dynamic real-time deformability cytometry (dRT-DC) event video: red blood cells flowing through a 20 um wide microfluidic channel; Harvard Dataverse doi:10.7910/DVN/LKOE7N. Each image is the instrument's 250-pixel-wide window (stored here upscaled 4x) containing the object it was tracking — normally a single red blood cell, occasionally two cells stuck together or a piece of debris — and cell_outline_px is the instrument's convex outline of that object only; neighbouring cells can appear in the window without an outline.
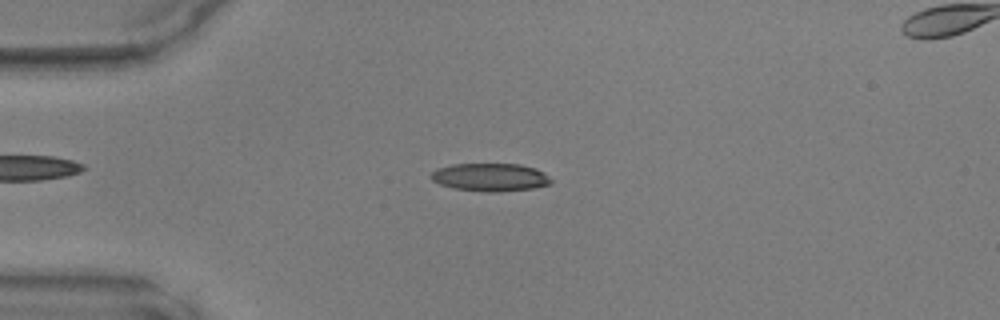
{"species": "common noctule bat (a hibernating species)", "species_latin": "Nyctalus noctula", "temperature_condition": "warm", "stored_images_in_passage": 48, "camera_frame_rate_fps": 3000, "um_per_image_px": 0.085, "animal": {"sex": "male", "body_mass_g": 17.9, "forearm_length_mm": 54.2}, "frame": {"image": 1, "passage_image": 12, "time_ms": 3.667, "image_size_px": [1000, 320], "cell_outline_px": [[552, 184], [532, 188], [500, 192], [484, 192], [452, 188], [440, 184], [432, 180], [428, 176], [436, 168], [452, 164], [520, 164], [536, 168], [548, 176], [552, 180]], "centroid_in_image_um": [41.65, 15.07], "position_along_channel_um": 43.4, "area_um2": 19.77}}
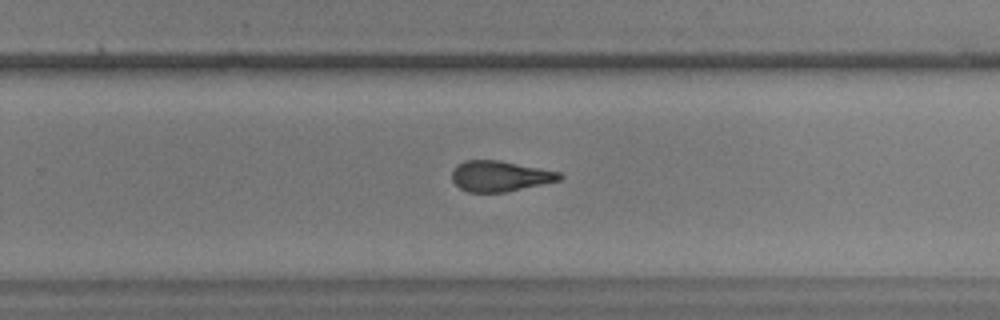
{"frame": {"image": 2, "passage_image": 31, "time_ms": 10.0, "image_size_px": [1000, 320], "cell_outline_px": [[564, 176], [560, 180], [504, 192], [468, 192], [460, 188], [452, 180], [452, 172], [456, 164], [464, 160], [500, 160], [560, 172]], "centroid_in_image_um": [42.47, 14.96], "position_along_channel_um": 287.3, "area_um2": 19.13}}
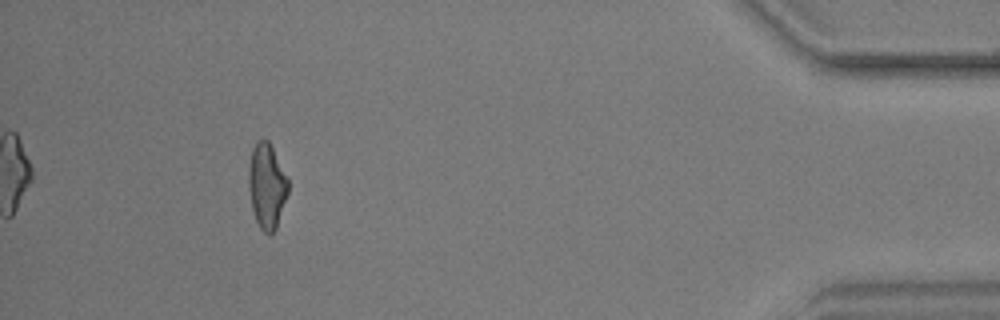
{"frame": {"image": 3, "passage_image": 44, "time_ms": 14.333, "image_size_px": [1000, 320], "cell_outline_px": [[288, 192], [276, 228], [272, 236], [268, 236], [260, 228], [256, 220], [252, 208], [248, 184], [248, 168], [252, 148], [256, 140], [264, 136], [268, 140], [288, 180]], "centroid_in_image_um": [22.66, 15.8], "position_along_channel_um": 412.5, "area_um2": 19.65}}